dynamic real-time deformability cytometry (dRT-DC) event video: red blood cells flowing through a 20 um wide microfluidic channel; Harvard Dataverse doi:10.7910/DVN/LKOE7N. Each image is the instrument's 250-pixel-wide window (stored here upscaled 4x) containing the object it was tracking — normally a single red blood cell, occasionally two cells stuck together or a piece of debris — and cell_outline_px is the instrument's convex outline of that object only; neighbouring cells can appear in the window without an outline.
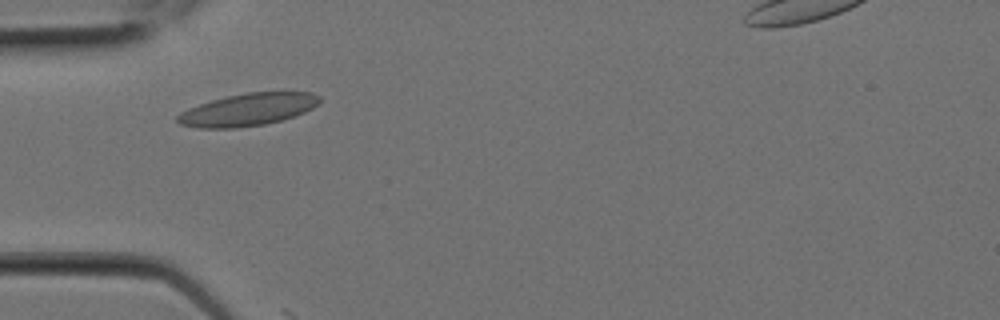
{"species": "Egyptian fruit bat (a non-hibernating species)", "species_latin": "Rousettus aegyptiacus", "temperature_condition": "room temperature", "stored_images_in_passage": 5, "camera_frame_rate_fps": 3000, "um_per_image_px": 0.085, "animal": {"sex": "female"}, "frame": {"image": 1, "passage_image": 4, "time_ms": 1.0, "image_size_px": [1000, 320], "cell_outline_px": [[320, 100], [312, 108], [296, 116], [264, 124], [236, 128], [196, 128], [180, 124], [176, 120], [176, 116], [180, 112], [188, 108], [212, 100], [228, 96], [248, 92], [312, 92], [320, 96]], "centroid_in_image_um": [21.05, 9.32], "position_along_channel_um": 64.0, "area_um2": 26.7}}
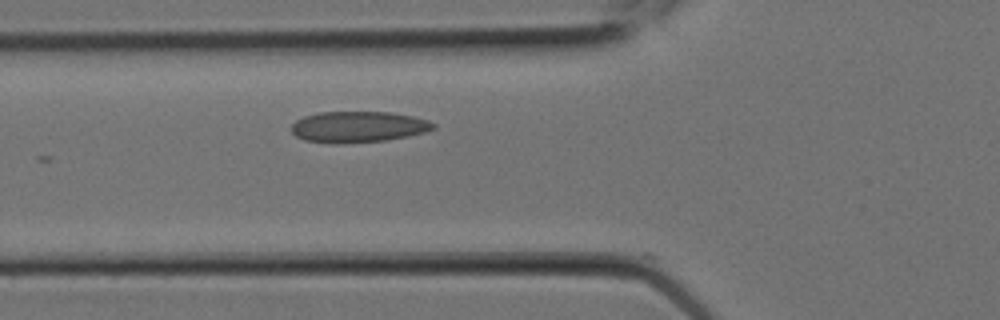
{"frame": {"image": 2, "passage_image": 5, "time_ms": 1.333, "image_size_px": [1000, 320], "cell_outline_px": [[436, 128], [424, 132], [408, 136], [384, 140], [336, 144], [304, 140], [296, 136], [292, 132], [292, 124], [296, 120], [304, 116], [320, 112], [392, 112], [412, 116], [428, 120], [436, 124]], "centroid_in_image_um": [30.45, 10.78], "position_along_channel_um": 95.4, "area_um2": 25.66}}